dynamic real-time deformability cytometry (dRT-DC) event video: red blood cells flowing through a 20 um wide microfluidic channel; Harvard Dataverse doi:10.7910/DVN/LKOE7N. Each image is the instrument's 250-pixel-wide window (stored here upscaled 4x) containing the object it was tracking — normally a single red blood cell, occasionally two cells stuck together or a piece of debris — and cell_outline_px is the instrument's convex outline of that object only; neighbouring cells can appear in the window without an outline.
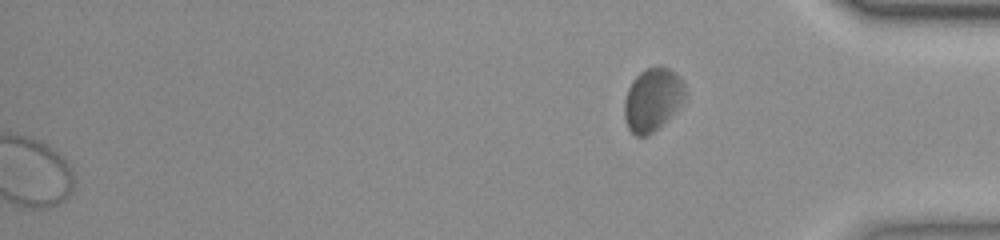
{"species": "common noctule bat (a hibernating species)", "species_latin": "Nyctalus noctula", "temperature_condition": "room temperature", "stored_images_in_passage": 51, "segment_of_instrument_passage": [2, 2], "camera_frame_rate_fps": 3000, "um_per_image_px": 0.085, "animal": {"sex": "female", "body_mass_g": 23.0, "forearm_length_mm": 53.4}, "frame": {"image": 1, "passage_image": 51, "time_ms": 16.667, "image_size_px": [1000, 240], "cell_outline_px": [[684, 100], [676, 112], [648, 136], [636, 136], [628, 128], [624, 116], [624, 100], [628, 88], [632, 80], [644, 68], [668, 68], [680, 76], [684, 84]], "centroid_in_image_um": [55.46, 8.48], "position_along_channel_um": 379.7, "area_um2": 22.25}}